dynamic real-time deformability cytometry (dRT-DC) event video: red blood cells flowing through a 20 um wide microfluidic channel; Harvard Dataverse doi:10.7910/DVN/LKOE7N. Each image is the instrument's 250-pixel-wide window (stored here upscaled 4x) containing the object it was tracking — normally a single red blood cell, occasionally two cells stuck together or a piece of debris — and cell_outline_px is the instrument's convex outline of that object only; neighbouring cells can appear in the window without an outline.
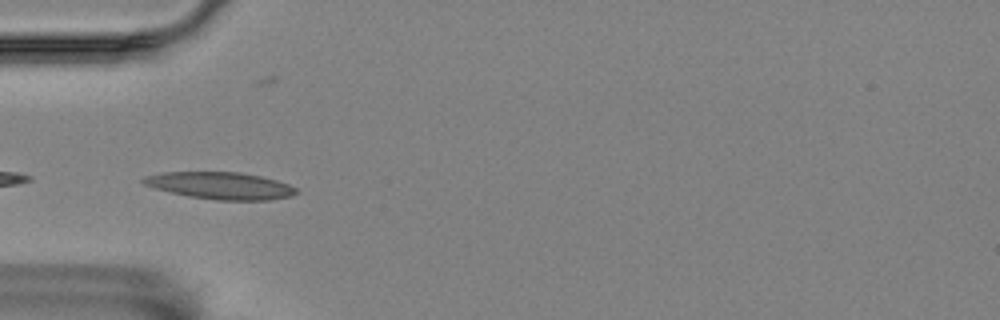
{"species": "Egyptian fruit bat (a non-hibernating species)", "species_latin": "Rousettus aegyptiacus", "temperature_condition": "room temperature", "stored_images_in_passage": 8, "camera_frame_rate_fps": 3000, "um_per_image_px": 0.085, "animal": {"sex": "female"}, "frame": {"image": 1, "passage_image": 4, "time_ms": 1.0, "image_size_px": [1000, 320], "cell_outline_px": [[300, 192], [292, 196], [268, 200], [216, 200], [188, 196], [152, 188], [144, 184], [140, 180], [144, 176], [164, 172], [240, 172], [260, 176], [276, 180], [288, 184], [296, 188]], "centroid_in_image_um": [18.72, 15.78], "position_along_channel_um": 66.3, "area_um2": 24.22}}
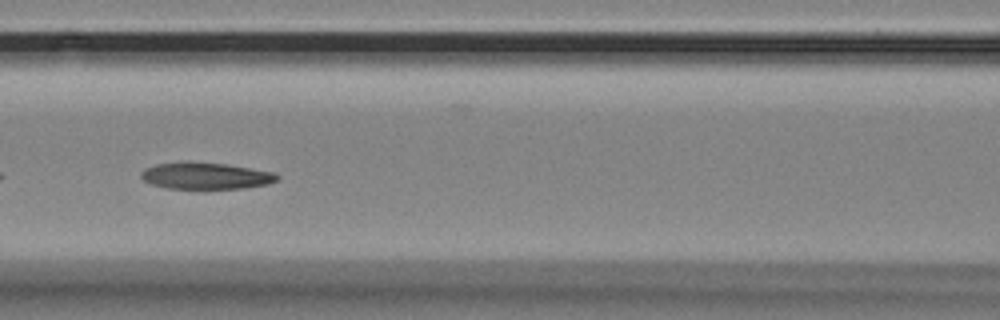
{"frame": {"image": 2, "passage_image": 6, "time_ms": 1.667, "image_size_px": [1000, 320], "cell_outline_px": [[280, 180], [268, 184], [244, 188], [168, 188], [152, 184], [144, 180], [140, 176], [140, 172], [144, 168], [156, 164], [224, 164], [276, 172], [280, 176]], "centroid_in_image_um": [17.57, 14.97], "position_along_channel_um": 149.0, "area_um2": 20.4}}
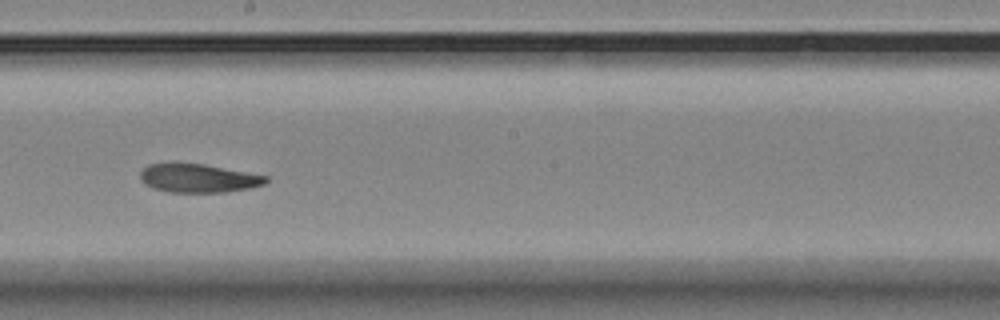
{"frame": {"image": 3, "passage_image": 8, "time_ms": 2.333, "image_size_px": [1000, 320], "cell_outline_px": [[268, 180], [264, 184], [248, 188], [228, 192], [168, 192], [152, 188], [140, 180], [140, 172], [148, 164], [172, 160], [204, 164], [268, 176]], "centroid_in_image_um": [16.78, 15.11], "position_along_channel_um": 231.4, "area_um2": 21.5}}